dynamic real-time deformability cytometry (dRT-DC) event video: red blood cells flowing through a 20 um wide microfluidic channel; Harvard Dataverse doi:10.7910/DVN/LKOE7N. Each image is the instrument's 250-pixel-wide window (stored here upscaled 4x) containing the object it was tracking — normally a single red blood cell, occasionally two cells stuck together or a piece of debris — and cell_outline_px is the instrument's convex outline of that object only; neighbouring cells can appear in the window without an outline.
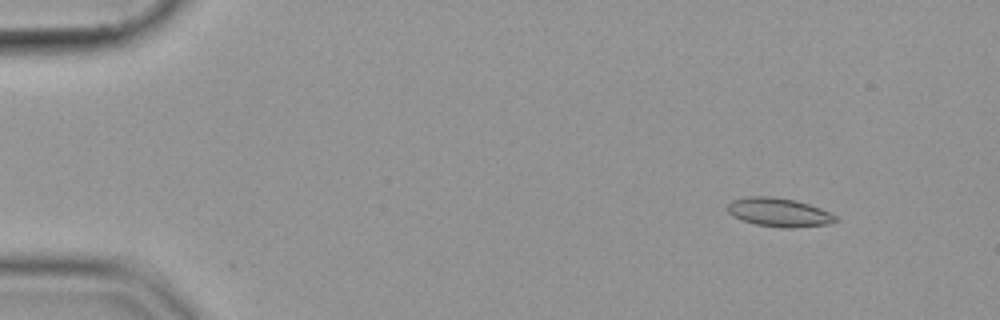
{"species": "common noctule bat (a hibernating species)", "species_latin": "Nyctalus noctula", "temperature_condition": "cold", "stored_images_in_passage": 56, "camera_frame_rate_fps": 3000, "um_per_image_px": 0.085, "animal": {"sex": "female", "body_mass_g": 19.9}, "frame": {"image": 1, "passage_image": 7, "time_ms": 2.0, "image_size_px": [1000, 320], "cell_outline_px": [[836, 220], [828, 224], [756, 224], [732, 216], [728, 212], [728, 204], [732, 200], [748, 196], [772, 196], [796, 200], [820, 208], [836, 216]], "centroid_in_image_um": [66.12, 17.96], "position_along_channel_um": 18.9, "area_um2": 16.76}}
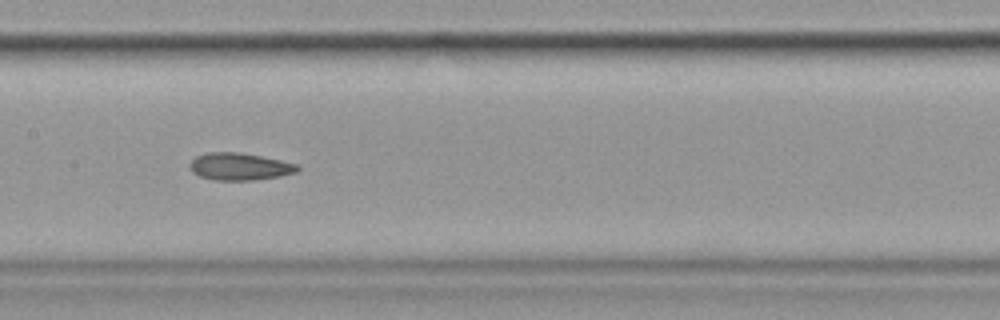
{"frame": {"image": 2, "passage_image": 29, "time_ms": 9.333, "image_size_px": [1000, 320], "cell_outline_px": [[300, 168], [296, 172], [280, 176], [252, 180], [216, 180], [200, 176], [192, 172], [188, 164], [196, 156], [208, 152], [240, 152], [280, 160], [296, 164]], "centroid_in_image_um": [20.34, 14.15], "position_along_channel_um": 187.1, "area_um2": 16.99}}
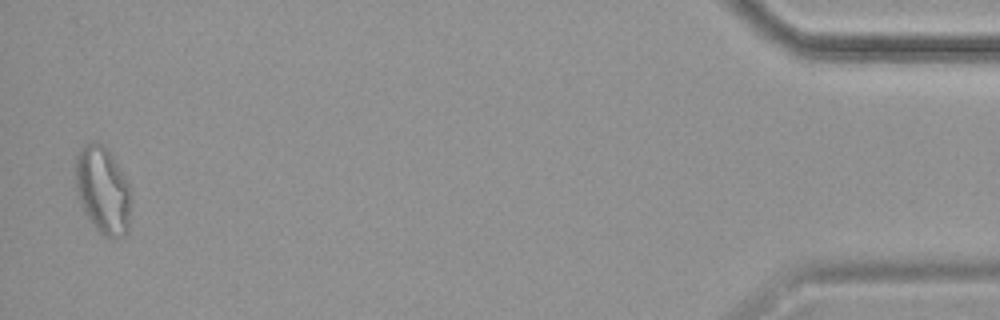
{"frame": {"image": 3, "passage_image": 55, "time_ms": 18.0, "image_size_px": [1000, 320], "cell_outline_px": [[132, 188], [128, 232], [120, 240], [108, 240], [96, 228], [80, 204], [76, 188], [76, 156], [80, 148], [84, 144], [92, 140], [96, 140], [112, 156]], "centroid_in_image_um": [8.77, 16.21], "position_along_channel_um": 426.4, "area_um2": 28.61}}